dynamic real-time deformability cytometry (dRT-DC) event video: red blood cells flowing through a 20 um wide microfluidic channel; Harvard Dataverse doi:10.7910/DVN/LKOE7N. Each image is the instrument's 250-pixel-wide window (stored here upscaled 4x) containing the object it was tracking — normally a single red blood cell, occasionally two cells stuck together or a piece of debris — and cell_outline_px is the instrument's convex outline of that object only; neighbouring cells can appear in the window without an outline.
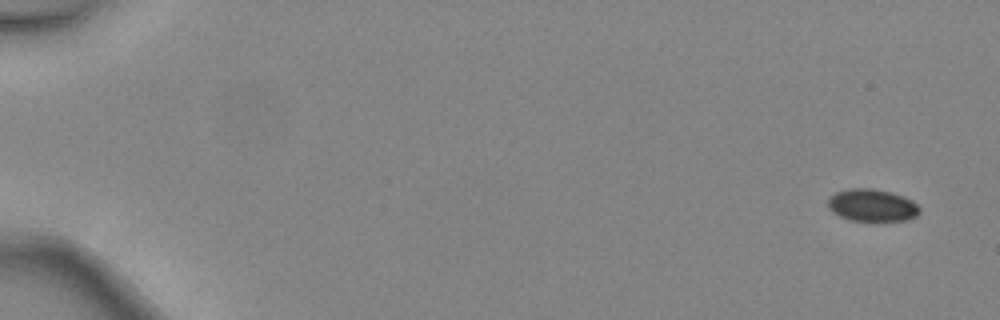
{"species": "common noctule bat (a hibernating species)", "species_latin": "Nyctalus noctula", "temperature_condition": "warm", "stored_images_in_passage": 4, "camera_frame_rate_fps": 3000, "um_per_image_px": 0.085, "animal": {"sex": "female", "body_mass_g": 24.6, "forearm_length_mm": 56.2}, "frame": {"image": 1, "passage_image": 1, "time_ms": 0.0, "image_size_px": [1000, 320], "cell_outline_px": [[920, 212], [916, 216], [908, 220], [852, 220], [840, 216], [832, 212], [828, 208], [828, 196], [836, 192], [848, 188], [872, 188], [888, 192], [912, 200], [920, 208]], "centroid_in_image_um": [74.09, 17.44], "position_along_channel_um": 10.9, "area_um2": 17.11}}
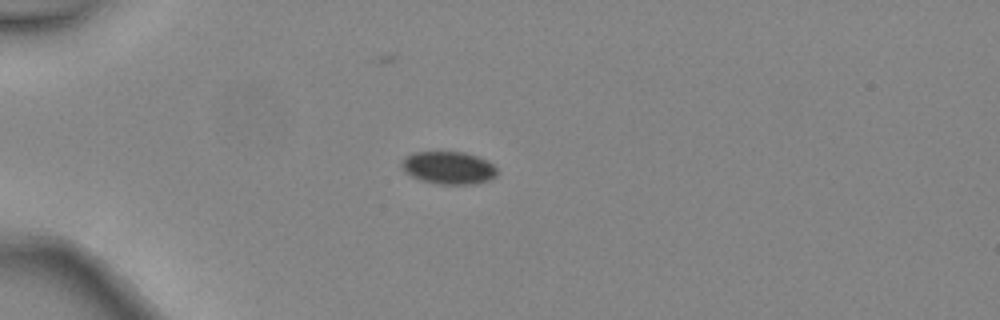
{"frame": {"image": 2, "passage_image": 4, "time_ms": 1.0, "image_size_px": [1000, 320], "cell_outline_px": [[496, 176], [488, 180], [476, 184], [440, 184], [420, 180], [404, 172], [400, 164], [404, 156], [412, 152], [464, 152], [488, 160], [496, 168]], "centroid_in_image_um": [38.09, 14.26], "position_along_channel_um": 46.9, "area_um2": 18.26}}